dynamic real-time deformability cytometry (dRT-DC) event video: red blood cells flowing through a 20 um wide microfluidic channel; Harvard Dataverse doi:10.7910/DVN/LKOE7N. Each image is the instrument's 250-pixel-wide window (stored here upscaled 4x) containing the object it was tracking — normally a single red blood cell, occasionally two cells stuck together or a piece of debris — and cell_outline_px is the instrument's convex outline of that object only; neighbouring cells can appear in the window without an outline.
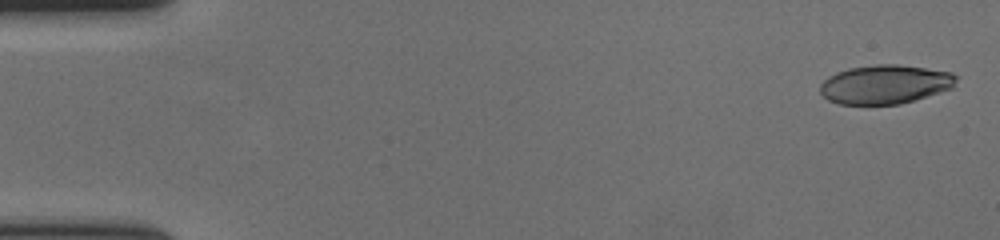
{"species": "human", "species_latin": "Homo sapiens", "temperature_condition": "cold", "stored_images_in_passage": 59, "camera_frame_rate_fps": 3000, "um_per_image_px": 0.085, "donor": {"sex": "female"}, "frame": {"image": 1, "passage_image": 2, "time_ms": 0.333, "image_size_px": [1000, 240], "cell_outline_px": [[960, 76], [952, 88], [940, 92], [900, 104], [840, 104], [828, 100], [820, 92], [820, 84], [828, 76], [836, 72], [848, 68], [876, 64], [900, 64], [952, 72]], "centroid_in_image_um": [75.25, 7.16], "position_along_channel_um": 9.8, "area_um2": 31.1}}
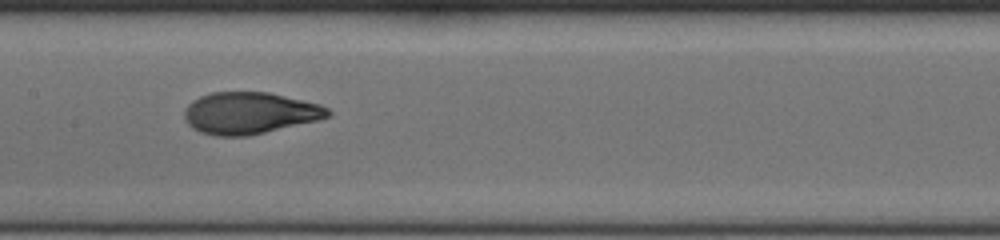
{"frame": {"image": 2, "passage_image": 30, "time_ms": 9.667, "image_size_px": [1000, 240], "cell_outline_px": [[332, 112], [328, 116], [320, 120], [248, 136], [216, 136], [200, 132], [192, 128], [184, 120], [184, 108], [192, 100], [200, 96], [212, 92], [268, 92], [320, 104], [328, 108]], "centroid_in_image_um": [21.2, 9.61], "position_along_channel_um": 186.2, "area_um2": 35.14}}
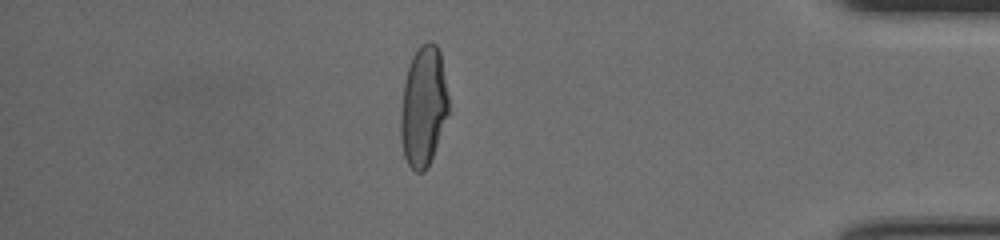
{"frame": {"image": 3, "passage_image": 51, "time_ms": 16.667, "image_size_px": [1000, 240], "cell_outline_px": [[448, 112], [432, 156], [424, 172], [416, 172], [408, 164], [404, 156], [400, 140], [400, 112], [404, 80], [412, 56], [420, 44], [428, 40], [436, 44], [440, 52], [448, 96]], "centroid_in_image_um": [35.96, 9.01], "position_along_channel_um": 399.2, "area_um2": 33.41}, "authors_computed_cell_mechanics": {"area_um2": 34.2754, "velocity_mm_per_s": 3.5654, "shape_relaxation_time_tau1_ms": 4.856, "shape_relaxation_time_tau2_ms": 0.981, "deformation_change_tau1": 0.2147, "deformation_change_tau2": 0.0596}}